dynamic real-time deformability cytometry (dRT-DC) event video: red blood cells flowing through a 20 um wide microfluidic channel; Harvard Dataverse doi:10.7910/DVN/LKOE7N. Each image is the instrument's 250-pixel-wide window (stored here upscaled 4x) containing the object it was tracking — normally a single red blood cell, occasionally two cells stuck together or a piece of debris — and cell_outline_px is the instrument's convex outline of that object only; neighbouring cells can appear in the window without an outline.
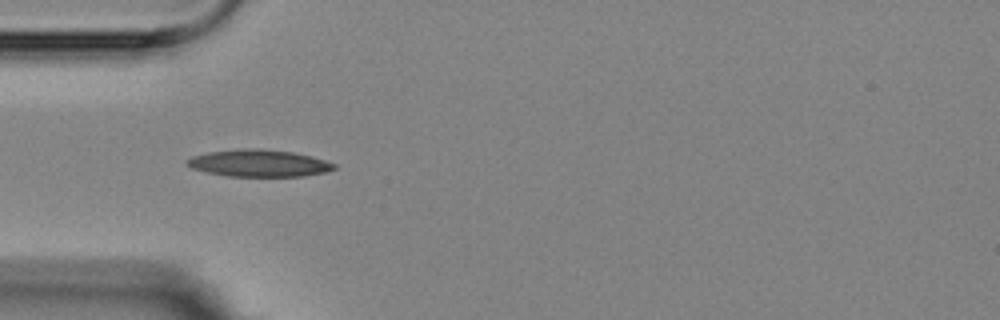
{"species": "Egyptian fruit bat (a non-hibernating species)", "species_latin": "Rousettus aegyptiacus", "temperature_condition": "room temperature", "stored_images_in_passage": 14, "camera_frame_rate_fps": 3000, "um_per_image_px": 0.085, "animal": {"sex": "female"}, "frame": {"image": 1, "passage_image": 4, "time_ms": 3.333, "image_size_px": [1000, 320], "cell_outline_px": [[336, 168], [324, 172], [304, 176], [228, 176], [208, 172], [192, 168], [188, 164], [188, 160], [192, 156], [208, 152], [240, 148], [260, 148], [292, 152], [324, 160], [336, 164]], "centroid_in_image_um": [22.01, 13.86], "position_along_channel_um": 63.0, "area_um2": 22.89}}
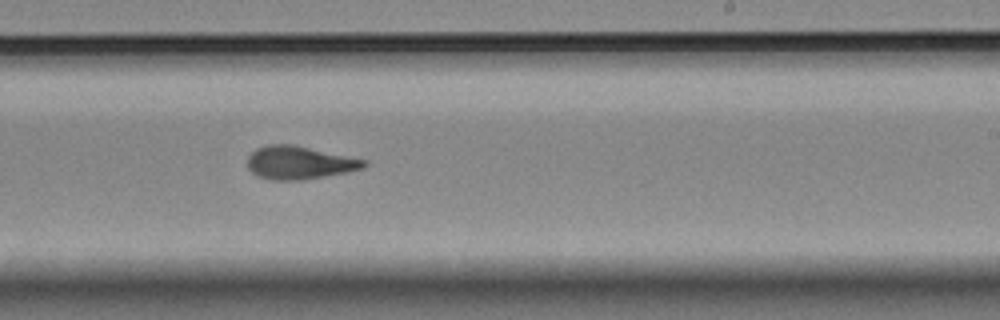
{"frame": {"image": 2, "passage_image": 9, "time_ms": 9.0, "image_size_px": [1000, 320], "cell_outline_px": [[368, 164], [364, 168], [324, 176], [300, 180], [272, 180], [260, 176], [252, 172], [248, 168], [248, 156], [256, 148], [268, 144], [292, 144], [364, 160]], "centroid_in_image_um": [25.39, 13.82], "position_along_channel_um": 263.6, "area_um2": 22.02}}
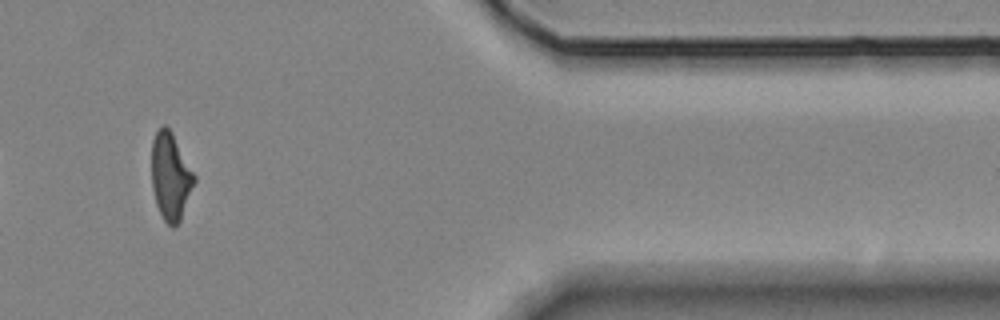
{"frame": {"image": 3, "passage_image": 13, "time_ms": 13.667, "image_size_px": [1000, 320], "cell_outline_px": [[196, 180], [180, 220], [172, 228], [164, 220], [156, 204], [152, 188], [152, 140], [156, 132], [164, 124], [172, 132], [196, 176]], "centroid_in_image_um": [14.5, 14.98], "position_along_channel_um": 396.9, "area_um2": 21.5}, "authors_computed_cell_mechanics": {"area_um2": 21.9929, "velocity_mm_per_s": 3.5477, "shape_relaxation_time_tau1_ms": 5.0328, "shape_relaxation_time_tau2_ms": 2.8108, "deformation_change_tau1": 0.1452, "deformation_change_tau2": 0.0718}}